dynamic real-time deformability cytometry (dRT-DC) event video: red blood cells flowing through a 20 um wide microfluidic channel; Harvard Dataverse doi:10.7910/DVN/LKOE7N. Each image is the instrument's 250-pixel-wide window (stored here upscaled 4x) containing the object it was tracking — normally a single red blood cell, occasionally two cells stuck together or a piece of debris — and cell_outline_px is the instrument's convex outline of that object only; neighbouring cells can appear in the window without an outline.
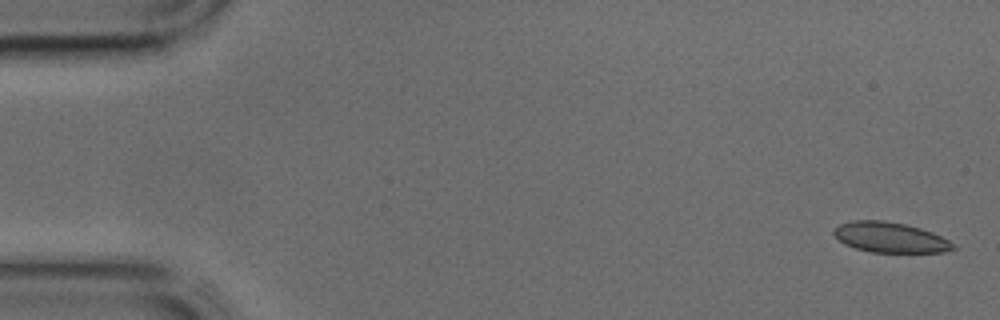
{"species": "common noctule bat (a hibernating species)", "species_latin": "Nyctalus noctula", "temperature_condition": "cold", "stored_images_in_passage": 43, "camera_frame_rate_fps": 3000, "um_per_image_px": 0.085, "animal": {"sex": "male", "body_mass_g": 17.9, "forearm_length_mm": 54.2}, "frame": {"image": 1, "passage_image": 1, "time_ms": 0.0, "image_size_px": [1000, 320], "cell_outline_px": [[956, 248], [944, 252], [872, 252], [856, 248], [844, 244], [832, 232], [840, 224], [852, 220], [884, 220], [904, 224], [920, 228], [932, 232], [956, 244]], "centroid_in_image_um": [75.68, 20.18], "position_along_channel_um": 9.3, "area_um2": 20.92}}
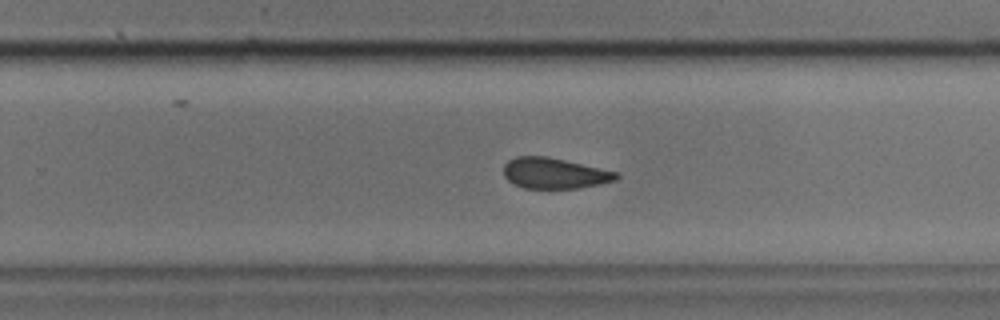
{"frame": {"image": 2, "passage_image": 27, "time_ms": 8.667, "image_size_px": [1000, 320], "cell_outline_px": [[620, 176], [616, 180], [600, 184], [580, 188], [524, 188], [512, 184], [504, 176], [504, 164], [508, 160], [516, 156], [548, 156], [620, 172]], "centroid_in_image_um": [47.15, 14.72], "position_along_channel_um": 282.7, "area_um2": 20.46}}
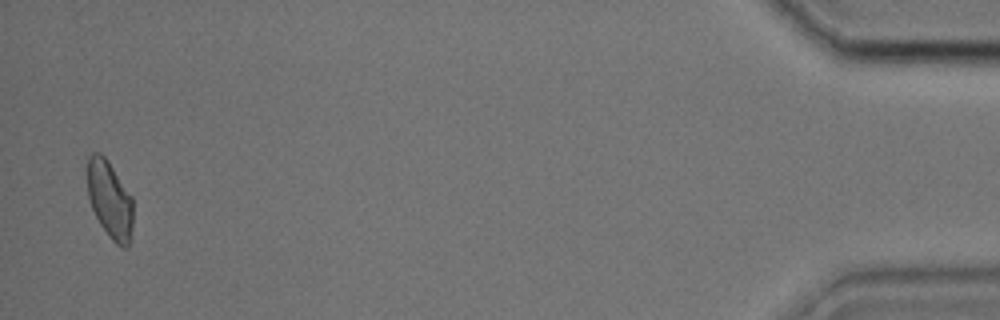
{"frame": {"image": 3, "passage_image": 42, "time_ms": 13.667, "image_size_px": [1000, 320], "cell_outline_px": [[132, 228], [128, 248], [124, 248], [116, 244], [112, 240], [100, 224], [92, 208], [88, 196], [88, 156], [92, 152], [100, 152], [104, 156], [132, 196]], "centroid_in_image_um": [9.34, 16.98], "position_along_channel_um": 425.9, "area_um2": 20.4}}